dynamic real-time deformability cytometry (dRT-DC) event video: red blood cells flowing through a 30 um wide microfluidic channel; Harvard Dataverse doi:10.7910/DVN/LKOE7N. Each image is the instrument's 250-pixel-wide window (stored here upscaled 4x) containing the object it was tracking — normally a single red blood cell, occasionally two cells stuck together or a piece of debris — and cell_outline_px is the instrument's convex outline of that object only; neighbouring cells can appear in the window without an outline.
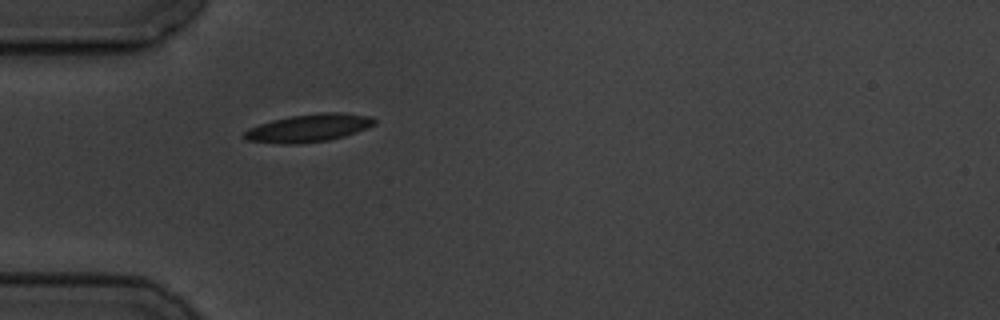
{"species": "common noctule bat (a hibernating species)", "species_latin": "Nyctalus noctula", "temperature_condition": "cold", "stored_images_in_passage": 1, "camera_frame_rate_fps": 3000, "um_per_image_px": 0.085, "animal": {"sex": "male", "body_mass_g": 19.5, "forearm_length_mm": 54.6}, "frame": {"image": 1, "passage_image": 1, "time_ms": 0.0, "image_size_px": [1000, 320], "cell_outline_px": [[376, 124], [368, 128], [344, 136], [328, 140], [296, 144], [284, 144], [248, 140], [240, 136], [248, 128], [272, 120], [288, 116], [320, 112], [340, 112], [372, 116], [376, 120]], "centroid_in_image_um": [26.25, 10.87], "position_along_channel_um": 58.7, "area_um2": 21.27}}